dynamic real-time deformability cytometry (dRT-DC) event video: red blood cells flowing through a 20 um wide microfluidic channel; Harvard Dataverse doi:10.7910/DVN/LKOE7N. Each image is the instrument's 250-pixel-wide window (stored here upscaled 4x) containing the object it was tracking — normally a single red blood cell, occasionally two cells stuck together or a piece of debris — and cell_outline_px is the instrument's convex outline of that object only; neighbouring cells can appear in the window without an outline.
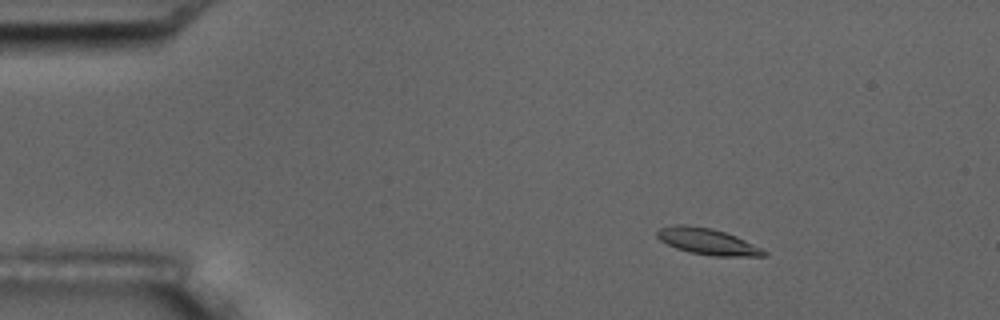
{"species": "common noctule bat (a hibernating species)", "species_latin": "Nyctalus noctula", "temperature_condition": "room temperature", "stored_images_in_passage": 6, "camera_frame_rate_fps": 3000, "um_per_image_px": 0.085, "animal": {"sex": "male", "body_mass_g": 17.5, "forearm_length_mm": 52.3}, "frame": {"image": 1, "passage_image": 2, "time_ms": 1.0, "image_size_px": [1000, 320], "cell_outline_px": [[768, 256], [712, 256], [692, 252], [676, 248], [660, 240], [656, 236], [656, 232], [660, 228], [676, 224], [688, 224], [712, 228], [736, 236], [768, 252]], "centroid_in_image_um": [60.12, 20.51], "position_along_channel_um": 24.9, "area_um2": 16.24}}
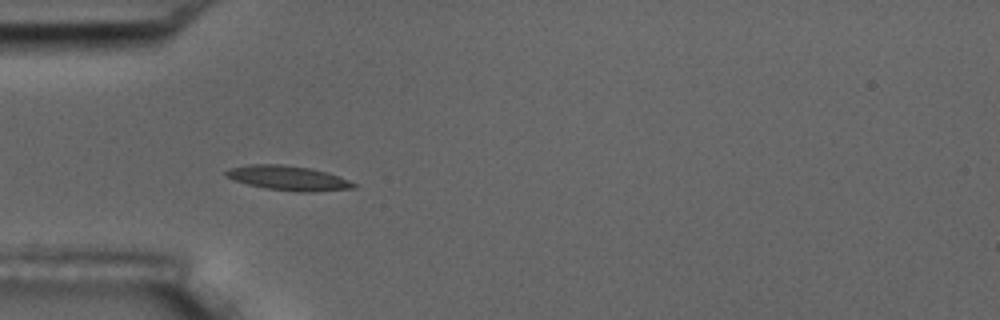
{"frame": {"image": 2, "passage_image": 4, "time_ms": 4.0, "image_size_px": [1000, 320], "cell_outline_px": [[360, 184], [356, 188], [312, 192], [296, 192], [264, 188], [248, 184], [224, 176], [224, 172], [228, 168], [248, 164], [280, 164], [312, 168]], "centroid_in_image_um": [24.49, 15.14], "position_along_channel_um": 60.5, "area_um2": 18.38}}